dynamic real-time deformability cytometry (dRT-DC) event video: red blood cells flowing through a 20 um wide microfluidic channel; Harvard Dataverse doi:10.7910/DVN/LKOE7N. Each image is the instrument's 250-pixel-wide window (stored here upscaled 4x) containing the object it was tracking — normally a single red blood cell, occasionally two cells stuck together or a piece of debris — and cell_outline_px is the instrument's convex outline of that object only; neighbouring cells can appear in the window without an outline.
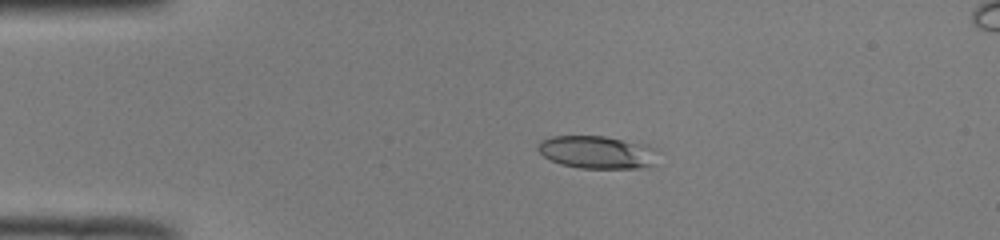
{"species": "common noctule bat (a hibernating species)", "species_latin": "Nyctalus noctula", "temperature_condition": "room temperature", "stored_images_in_passage": 44, "camera_frame_rate_fps": 3000, "um_per_image_px": 0.085, "animal": {"sex": "male", "body_mass_g": 19.0, "forearm_length_mm": 50.8}, "frame": {"image": 1, "passage_image": 11, "time_ms": 3.333, "image_size_px": [1000, 240], "cell_outline_px": [[656, 164], [640, 168], [580, 168], [560, 164], [544, 156], [536, 148], [540, 140], [552, 136], [604, 136], [648, 144], [656, 148]], "centroid_in_image_um": [50.78, 12.93], "position_along_channel_um": 34.2, "area_um2": 23.12}}
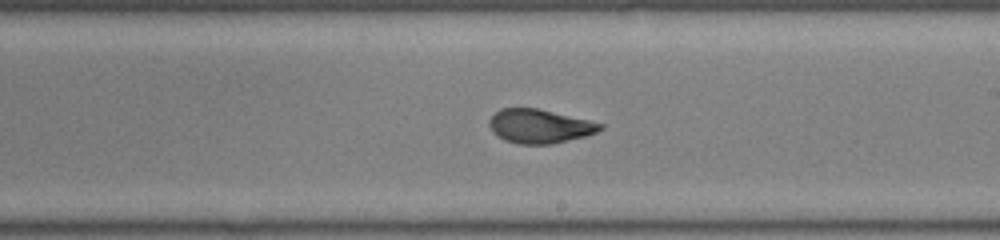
{"frame": {"image": 2, "passage_image": 30, "time_ms": 9.667, "image_size_px": [1000, 240], "cell_outline_px": [[604, 128], [596, 132], [584, 136], [552, 144], [520, 144], [504, 140], [492, 132], [488, 124], [492, 116], [500, 108], [536, 108], [588, 120], [604, 124]], "centroid_in_image_um": [45.84, 10.73], "position_along_channel_um": 243.2, "area_um2": 21.73}}
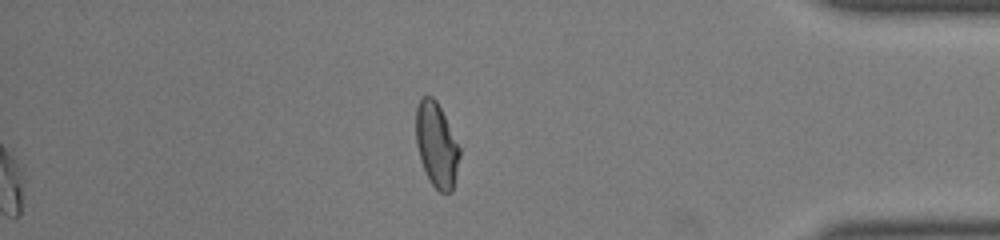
{"frame": {"image": 3, "passage_image": 44, "time_ms": 14.333, "image_size_px": [1000, 240], "cell_outline_px": [[460, 156], [452, 192], [440, 192], [432, 184], [420, 160], [416, 144], [416, 108], [420, 100], [424, 96], [432, 96], [436, 100], [460, 148]], "centroid_in_image_um": [37.1, 12.32], "position_along_channel_um": 398.1, "area_um2": 21.15}, "authors_computed_cell_mechanics": {"area_um2": 22.4264, "velocity_mm_per_s": 3.9976, "shape_relaxation_time_tau1_ms": null, "shape_relaxation_time_tau2_ms": 1.1079, "deformation_change_tau1": null, "deformation_change_tau2": 0.0768}}